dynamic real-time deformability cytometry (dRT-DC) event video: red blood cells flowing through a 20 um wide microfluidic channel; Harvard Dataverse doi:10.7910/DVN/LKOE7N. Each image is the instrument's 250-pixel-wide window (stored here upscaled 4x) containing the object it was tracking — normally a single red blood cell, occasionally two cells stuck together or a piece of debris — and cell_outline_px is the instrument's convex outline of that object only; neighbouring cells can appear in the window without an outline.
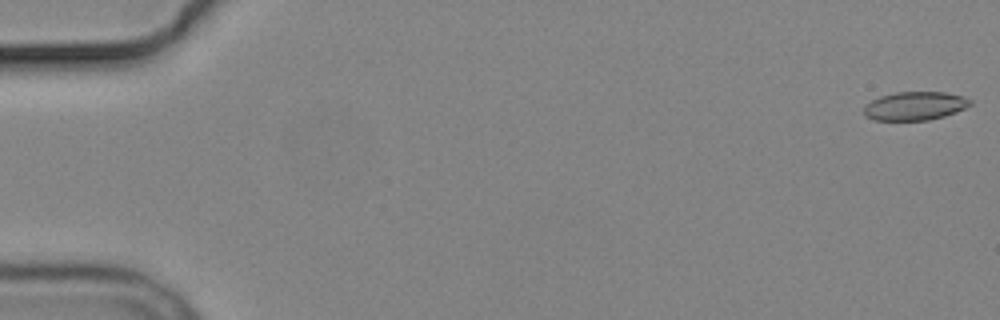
{"species": "common noctule bat (a hibernating species)", "species_latin": "Nyctalus noctula", "temperature_condition": "cold", "stored_images_in_passage": 5, "camera_frame_rate_fps": 3000, "um_per_image_px": 0.085, "animal": {"sex": "male", "body_mass_g": 19.2, "forearm_length_mm": 51.8}, "frame": {"image": 1, "passage_image": 1, "time_ms": 0.0, "image_size_px": [1000, 320], "cell_outline_px": [[972, 104], [956, 112], [944, 116], [928, 120], [872, 120], [864, 116], [864, 108], [872, 100], [880, 96], [896, 92], [944, 92], [964, 96], [972, 100]], "centroid_in_image_um": [77.78, 9.0], "position_along_channel_um": 7.2, "area_um2": 17.69}}
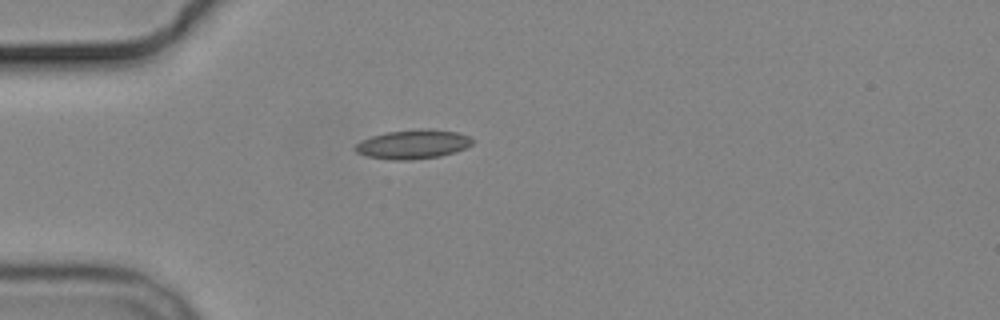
{"frame": {"image": 2, "passage_image": 5, "time_ms": 5.0, "image_size_px": [1000, 320], "cell_outline_px": [[472, 144], [456, 152], [440, 156], [412, 160], [392, 160], [368, 156], [356, 152], [352, 148], [360, 140], [372, 136], [388, 132], [420, 128], [428, 128], [456, 132], [468, 136], [472, 140]], "centroid_in_image_um": [35.08, 12.26], "position_along_channel_um": 49.9, "area_um2": 19.94}}